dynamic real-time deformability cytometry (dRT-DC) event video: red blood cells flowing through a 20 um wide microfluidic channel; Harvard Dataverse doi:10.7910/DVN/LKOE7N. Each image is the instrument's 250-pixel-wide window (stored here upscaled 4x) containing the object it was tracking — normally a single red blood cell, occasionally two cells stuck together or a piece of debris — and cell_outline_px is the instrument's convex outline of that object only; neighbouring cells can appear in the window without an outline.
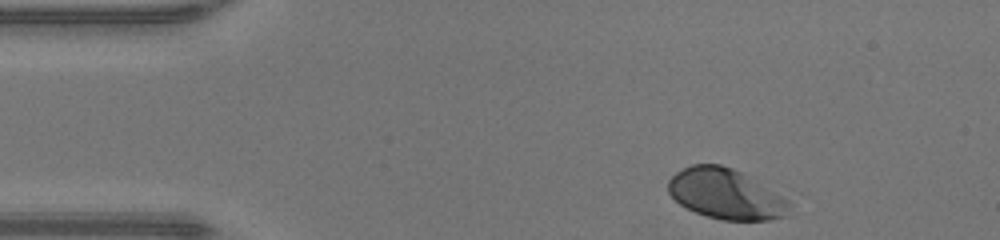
{"species": "human", "species_latin": "Homo sapiens", "temperature_condition": "warm", "stored_images_in_passage": 33, "camera_frame_rate_fps": 3000, "um_per_image_px": 0.085, "donor": {"sex": "male"}, "frame": {"image": 1, "passage_image": 1, "time_ms": 0.0, "image_size_px": [1000, 240], "cell_outline_px": [[792, 204], [788, 216], [768, 220], [724, 220], [708, 216], [696, 212], [680, 204], [668, 192], [668, 180], [676, 172], [692, 164], [720, 164], [732, 168], [740, 172], [788, 200]], "centroid_in_image_um": [61.69, 16.5], "position_along_channel_um": 23.3, "area_um2": 35.14}}
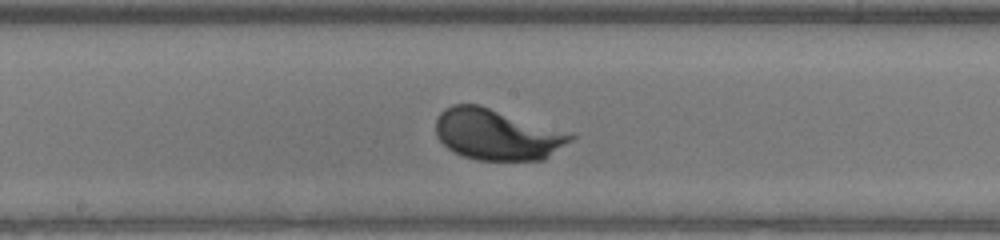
{"frame": {"image": 2, "passage_image": 19, "time_ms": 6.0, "image_size_px": [1000, 240], "cell_outline_px": [[576, 136], [572, 140], [544, 160], [476, 160], [452, 152], [436, 136], [436, 116], [444, 108], [452, 104], [480, 104]], "centroid_in_image_um": [42.17, 11.43], "position_along_channel_um": 206.0, "area_um2": 39.77}}
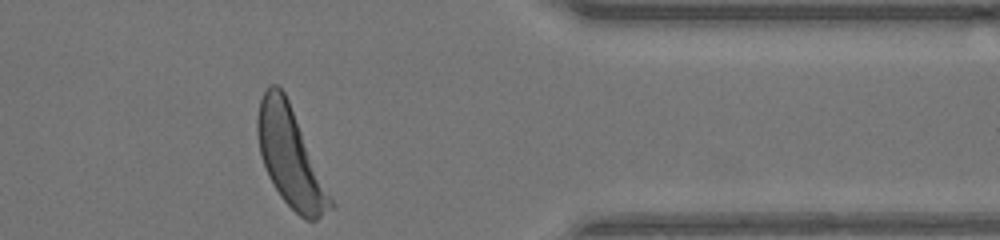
{"frame": {"image": 3, "passage_image": 33, "time_ms": 10.667, "image_size_px": [1000, 240], "cell_outline_px": [[336, 204], [332, 208], [316, 220], [304, 220], [280, 196], [268, 176], [260, 152], [256, 132], [256, 116], [260, 100], [268, 84], [276, 84], [284, 92], [288, 100]], "centroid_in_image_um": [24.68, 13.36], "position_along_channel_um": 386.7, "area_um2": 41.67}}